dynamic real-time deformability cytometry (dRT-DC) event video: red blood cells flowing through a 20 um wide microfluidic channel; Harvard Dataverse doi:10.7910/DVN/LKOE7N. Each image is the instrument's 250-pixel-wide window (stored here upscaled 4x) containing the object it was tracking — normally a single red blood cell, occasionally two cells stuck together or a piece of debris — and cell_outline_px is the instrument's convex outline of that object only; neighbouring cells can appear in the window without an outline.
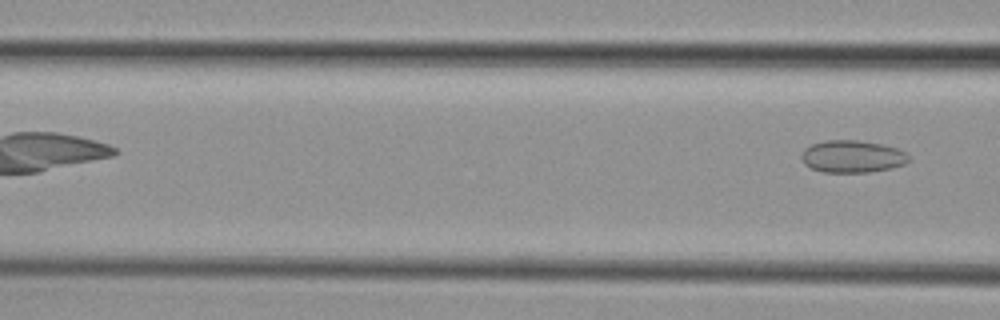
{"species": "common noctule bat (a hibernating species)", "species_latin": "Nyctalus noctula", "temperature_condition": "cold", "stored_images_in_passage": 4, "camera_frame_rate_fps": 3000, "um_per_image_px": 0.085, "animal": {"sex": "female", "body_mass_g": 29.2, "forearm_length_mm": 56.3}, "frame": {"image": 1, "passage_image": 4, "time_ms": 3.667, "image_size_px": [1000, 320], "cell_outline_px": [[908, 160], [904, 164], [892, 168], [868, 172], [824, 172], [812, 168], [804, 164], [800, 156], [804, 148], [812, 144], [824, 140], [860, 140], [880, 144], [896, 148], [904, 152], [908, 156]], "centroid_in_image_um": [72.4, 13.29], "position_along_channel_um": 94.2, "area_um2": 20.11}}